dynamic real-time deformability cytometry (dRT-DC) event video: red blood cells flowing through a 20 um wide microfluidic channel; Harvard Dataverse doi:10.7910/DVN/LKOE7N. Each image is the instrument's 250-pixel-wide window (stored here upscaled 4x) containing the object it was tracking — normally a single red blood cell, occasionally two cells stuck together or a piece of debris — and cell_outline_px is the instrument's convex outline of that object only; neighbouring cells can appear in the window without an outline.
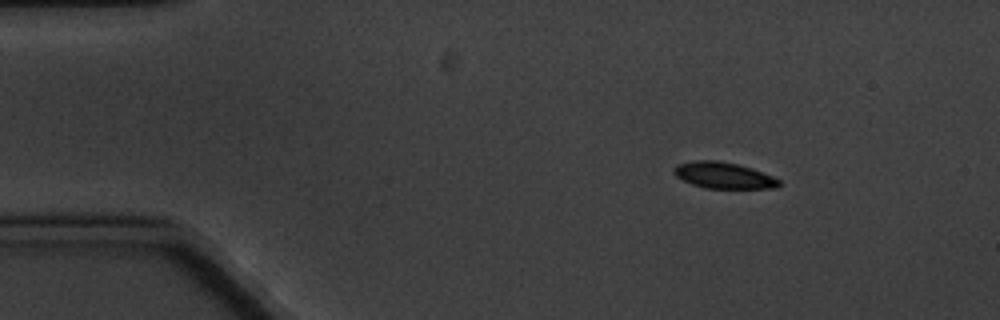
{"species": "common noctule bat (a hibernating species)", "species_latin": "Nyctalus noctula", "temperature_condition": "cold", "stored_images_in_passage": 9, "camera_frame_rate_fps": 3000, "um_per_image_px": 0.085, "animal": {"sex": "male", "body_mass_g": 20.1, "forearm_length_mm": 53.5}, "frame": {"image": 1, "passage_image": 1, "time_ms": 0.0, "image_size_px": [1000, 320], "cell_outline_px": [[780, 184], [776, 188], [704, 188], [692, 184], [676, 176], [672, 172], [676, 164], [692, 160], [716, 160], [736, 164], [752, 168], [772, 176], [780, 180]], "centroid_in_image_um": [61.47, 14.9], "position_along_channel_um": 23.5, "area_um2": 16.07}}
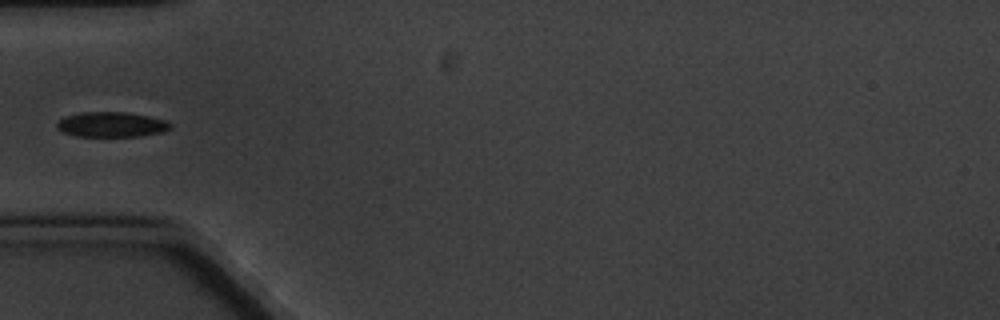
{"frame": {"image": 2, "passage_image": 4, "time_ms": 3.667, "image_size_px": [1000, 320], "cell_outline_px": [[172, 128], [164, 132], [136, 136], [76, 136], [64, 132], [56, 128], [56, 124], [64, 116], [80, 112], [124, 112], [148, 116], [168, 120], [172, 124]], "centroid_in_image_um": [9.5, 10.58], "position_along_channel_um": 75.5, "area_um2": 16.65}}
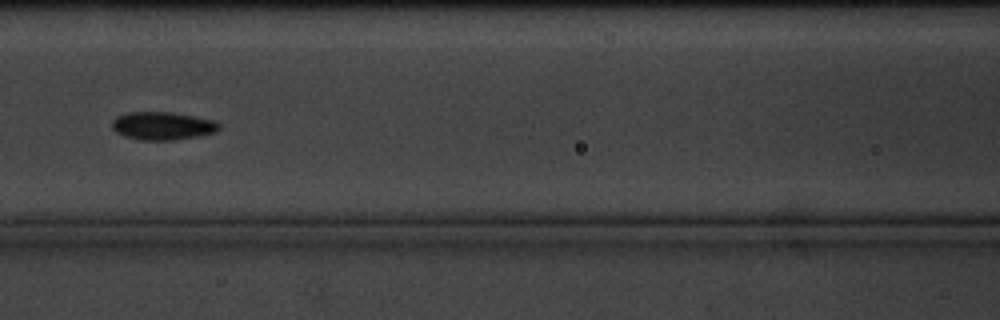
{"frame": {"image": 3, "passage_image": 6, "time_ms": 6.0, "image_size_px": [1000, 320], "cell_outline_px": [[220, 128], [216, 132], [200, 136], [172, 140], [140, 140], [124, 136], [116, 132], [112, 128], [112, 120], [116, 116], [128, 112], [168, 112], [216, 120], [220, 124]], "centroid_in_image_um": [13.82, 10.7], "position_along_channel_um": 152.8, "area_um2": 17.57}}